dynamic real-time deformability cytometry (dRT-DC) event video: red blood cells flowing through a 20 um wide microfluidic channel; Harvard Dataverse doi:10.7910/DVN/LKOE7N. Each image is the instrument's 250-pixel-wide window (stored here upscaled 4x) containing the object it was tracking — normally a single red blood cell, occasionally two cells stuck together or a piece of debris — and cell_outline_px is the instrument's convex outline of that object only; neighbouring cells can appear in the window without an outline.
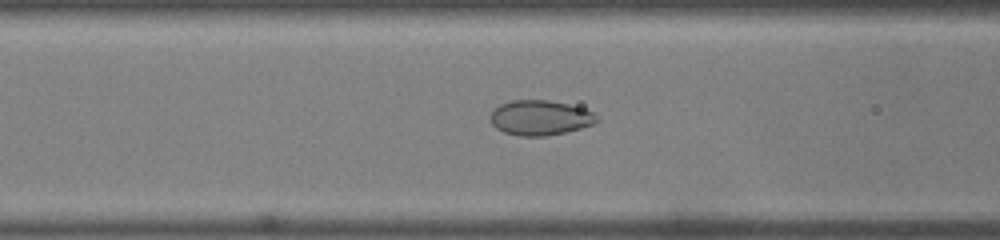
{"species": "common noctule bat (a hibernating species)", "species_latin": "Nyctalus noctula", "temperature_condition": "warm", "stored_images_in_passage": 19, "camera_frame_rate_fps": 3000, "um_per_image_px": 0.085, "animal": {"sex": "male", "body_mass_g": 19.0, "forearm_length_mm": 50.8}, "frame": {"image": 1, "passage_image": 14, "time_ms": 4.333, "image_size_px": [1000, 240], "cell_outline_px": [[600, 120], [592, 124], [580, 128], [564, 132], [544, 136], [520, 136], [504, 132], [496, 128], [492, 124], [492, 112], [500, 104], [512, 100], [548, 100], [568, 104], [584, 108], [596, 112]], "centroid_in_image_um": [45.96, 10.0], "position_along_channel_um": 120.6, "area_um2": 21.62}}